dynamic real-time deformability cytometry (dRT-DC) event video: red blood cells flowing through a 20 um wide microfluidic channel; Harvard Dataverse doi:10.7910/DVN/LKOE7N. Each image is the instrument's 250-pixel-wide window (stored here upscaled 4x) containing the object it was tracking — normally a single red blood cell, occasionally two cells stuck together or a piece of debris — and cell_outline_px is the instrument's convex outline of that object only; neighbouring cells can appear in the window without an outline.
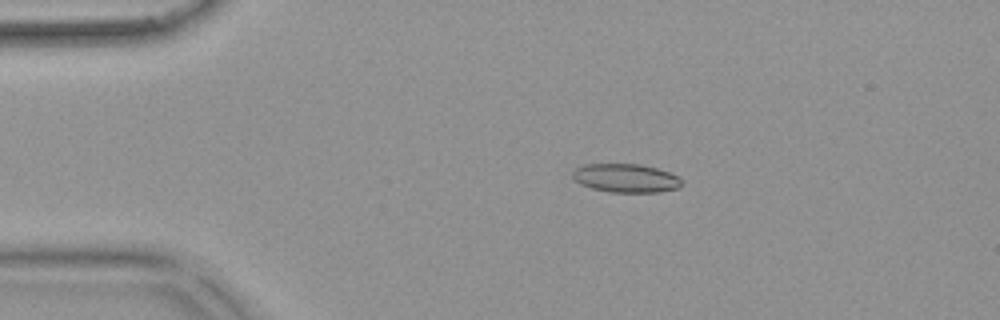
{"species": "common noctule bat (a hibernating species)", "species_latin": "Nyctalus noctula", "temperature_condition": "warm", "stored_images_in_passage": 49, "camera_frame_rate_fps": 3000, "um_per_image_px": 0.085, "animal": {"sex": "female", "body_mass_g": 18.4}, "frame": {"image": 1, "passage_image": 5, "time_ms": 1.333, "image_size_px": [1000, 320], "cell_outline_px": [[680, 184], [676, 188], [660, 192], [608, 192], [592, 188], [580, 184], [572, 176], [572, 172], [576, 168], [584, 164], [640, 164], [656, 168], [668, 172], [676, 176], [680, 180]], "centroid_in_image_um": [53.14, 15.14], "position_along_channel_um": 31.9, "area_um2": 17.98}}
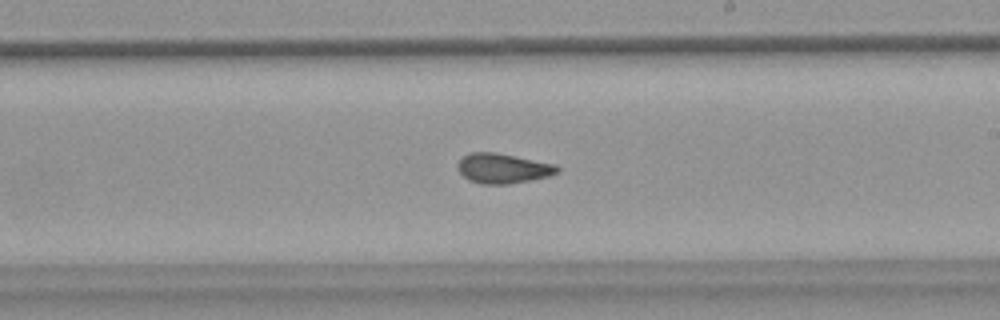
{"frame": {"image": 2, "passage_image": 26, "time_ms": 8.333, "image_size_px": [1000, 320], "cell_outline_px": [[560, 172], [548, 176], [532, 180], [508, 184], [480, 184], [468, 180], [456, 168], [456, 164], [464, 156], [472, 152], [496, 152], [556, 164], [560, 168]], "centroid_in_image_um": [42.76, 14.31], "position_along_channel_um": 246.2, "area_um2": 17.51}}
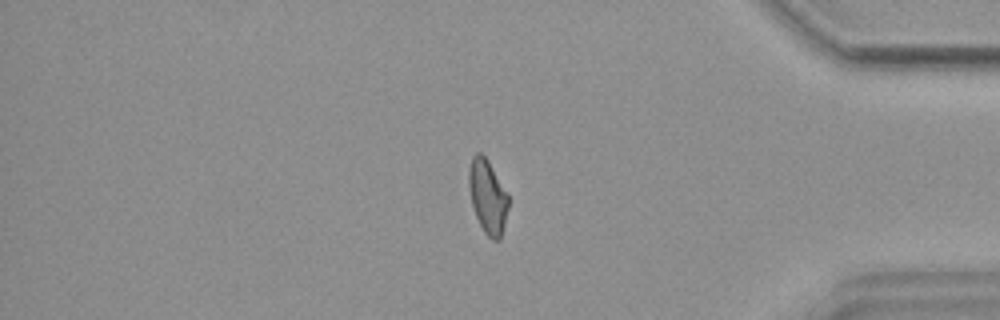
{"frame": {"image": 3, "passage_image": 40, "time_ms": 13.0, "image_size_px": [1000, 320], "cell_outline_px": [[508, 208], [500, 240], [492, 240], [484, 232], [476, 216], [472, 204], [468, 184], [468, 168], [472, 156], [476, 152], [480, 152], [488, 160], [508, 192]], "centroid_in_image_um": [41.45, 16.67], "position_along_channel_um": 393.8, "area_um2": 17.11}, "authors_computed_cell_mechanics": {"area_um2": 17.4556, "velocity_mm_per_s": 3.7371, "shape_relaxation_time_tau1_ms": null, "shape_relaxation_time_tau2_ms": 2.5043, "deformation_change_tau1": null, "deformation_change_tau2": 0.0946}}